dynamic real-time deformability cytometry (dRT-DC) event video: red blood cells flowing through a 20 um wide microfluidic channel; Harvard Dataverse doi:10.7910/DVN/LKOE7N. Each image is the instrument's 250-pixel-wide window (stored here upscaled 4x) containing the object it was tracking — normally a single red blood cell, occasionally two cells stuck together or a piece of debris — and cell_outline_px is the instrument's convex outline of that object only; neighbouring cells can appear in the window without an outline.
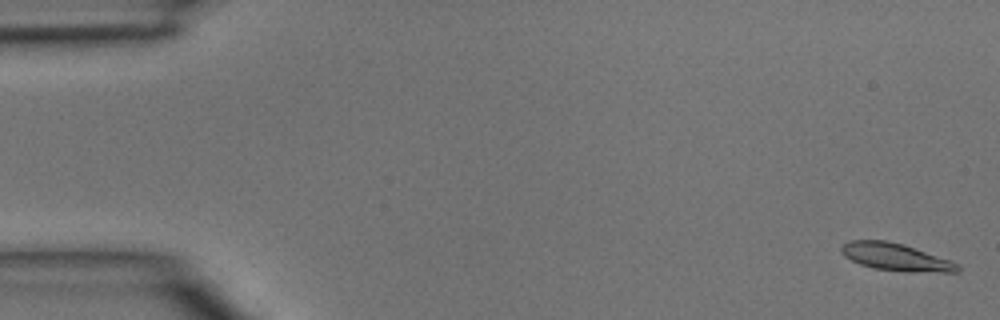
{"species": "common noctule bat (a hibernating species)", "species_latin": "Nyctalus noctula", "temperature_condition": "room temperature", "stored_images_in_passage": 13, "camera_frame_rate_fps": 3000, "um_per_image_px": 0.085, "animal": {"sex": "male", "body_mass_g": 15.6}, "frame": {"image": 1, "passage_image": 1, "time_ms": 0.0, "image_size_px": [1000, 320], "cell_outline_px": [[960, 272], [908, 272], [872, 268], [860, 264], [844, 256], [840, 252], [840, 248], [848, 240], [888, 240], [904, 244], [960, 264]], "centroid_in_image_um": [76.13, 21.85], "position_along_channel_um": 8.9, "area_um2": 18.67}}